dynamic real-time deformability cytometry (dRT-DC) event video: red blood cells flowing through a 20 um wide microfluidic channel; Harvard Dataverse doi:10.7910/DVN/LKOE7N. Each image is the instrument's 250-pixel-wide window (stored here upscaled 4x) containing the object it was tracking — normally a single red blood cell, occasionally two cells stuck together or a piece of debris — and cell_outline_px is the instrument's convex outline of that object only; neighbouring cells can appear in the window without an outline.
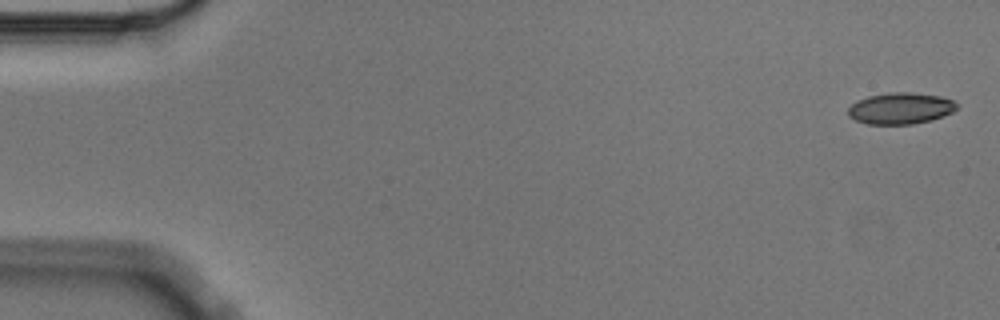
{"species": "Egyptian fruit bat (a non-hibernating species)", "species_latin": "Rousettus aegyptiacus", "temperature_condition": "cold", "stored_images_in_passage": 5, "camera_frame_rate_fps": 3000, "um_per_image_px": 0.085, "animal": {"sex": "male"}, "frame": {"image": 1, "passage_image": 1, "time_ms": 0.0, "image_size_px": [1000, 320], "cell_outline_px": [[956, 108], [952, 112], [932, 120], [912, 124], [868, 124], [856, 120], [848, 116], [848, 108], [856, 100], [868, 96], [888, 92], [912, 92], [940, 96], [952, 100], [956, 104]], "centroid_in_image_um": [76.51, 9.2], "position_along_channel_um": 8.5, "area_um2": 19.88}}
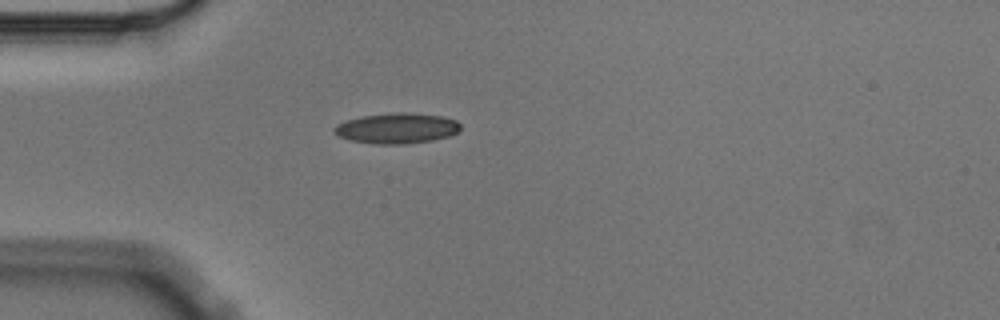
{"frame": {"image": 2, "passage_image": 5, "time_ms": 1.333, "image_size_px": [1000, 320], "cell_outline_px": [[460, 128], [456, 132], [448, 136], [432, 140], [404, 144], [376, 144], [348, 140], [340, 136], [332, 128], [336, 124], [360, 116], [392, 112], [408, 112], [444, 116], [456, 120], [460, 124]], "centroid_in_image_um": [33.73, 10.89], "position_along_channel_um": 51.3, "area_um2": 22.48}}